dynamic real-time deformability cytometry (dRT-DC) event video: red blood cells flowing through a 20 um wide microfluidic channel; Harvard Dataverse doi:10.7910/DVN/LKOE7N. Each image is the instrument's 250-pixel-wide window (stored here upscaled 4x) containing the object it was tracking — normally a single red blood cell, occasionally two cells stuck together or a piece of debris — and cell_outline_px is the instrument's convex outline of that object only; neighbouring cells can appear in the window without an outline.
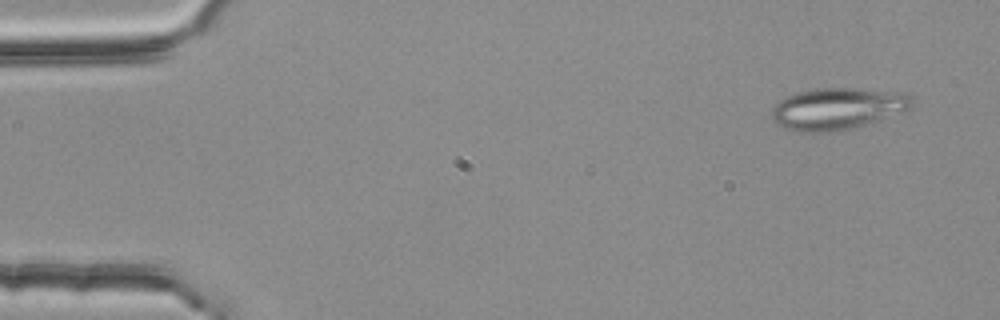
{"species": "common noctule bat (a hibernating species)", "species_latin": "Nyctalus noctula", "temperature_condition": "room temperature", "stored_images_in_passage": 4, "camera_frame_rate_fps": 3000, "um_per_image_px": 0.085, "animal": {"sex": "female", "body_mass_g": 25.1}, "frame": {"image": 1, "passage_image": 1, "time_ms": 0.0, "image_size_px": [1000, 320], "cell_outline_px": [[912, 108], [904, 112], [872, 124], [848, 128], [820, 132], [796, 132], [784, 128], [776, 124], [772, 120], [772, 108], [780, 100], [796, 92], [816, 88], [856, 88], [908, 92], [912, 96]], "centroid_in_image_um": [71.24, 9.23], "position_along_channel_um": 13.8, "area_um2": 34.68}}